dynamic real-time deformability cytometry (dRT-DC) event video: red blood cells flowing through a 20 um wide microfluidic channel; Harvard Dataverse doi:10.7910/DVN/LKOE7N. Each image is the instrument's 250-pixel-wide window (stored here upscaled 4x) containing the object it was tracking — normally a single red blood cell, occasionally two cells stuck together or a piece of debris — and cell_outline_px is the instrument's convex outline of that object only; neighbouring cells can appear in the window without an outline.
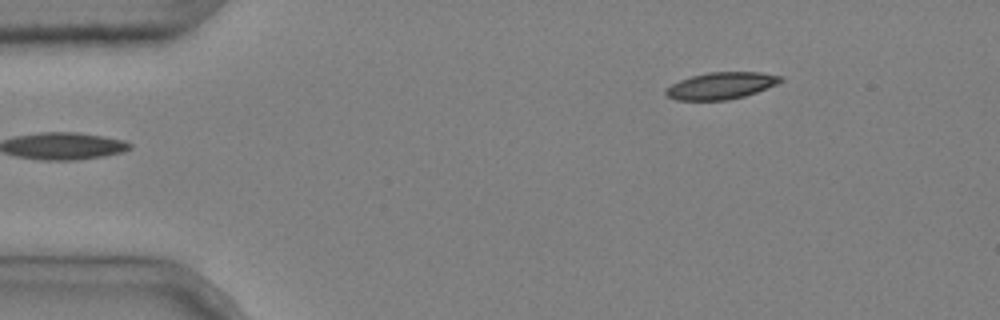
{"species": "common noctule bat (a hibernating species)", "species_latin": "Nyctalus noctula", "temperature_condition": "cold", "stored_images_in_passage": 3, "camera_frame_rate_fps": 3000, "um_per_image_px": 0.085, "animal": {"sex": "male", "body_mass_g": 20.4}, "frame": {"image": 1, "passage_image": 3, "time_ms": 0.667, "image_size_px": [1000, 320], "cell_outline_px": [[784, 80], [776, 84], [756, 92], [744, 96], [728, 100], [676, 100], [668, 96], [664, 92], [664, 88], [680, 80], [692, 76], [708, 72], [760, 72], [784, 76]], "centroid_in_image_um": [61.29, 7.28], "position_along_channel_um": 23.7, "area_um2": 17.98}}